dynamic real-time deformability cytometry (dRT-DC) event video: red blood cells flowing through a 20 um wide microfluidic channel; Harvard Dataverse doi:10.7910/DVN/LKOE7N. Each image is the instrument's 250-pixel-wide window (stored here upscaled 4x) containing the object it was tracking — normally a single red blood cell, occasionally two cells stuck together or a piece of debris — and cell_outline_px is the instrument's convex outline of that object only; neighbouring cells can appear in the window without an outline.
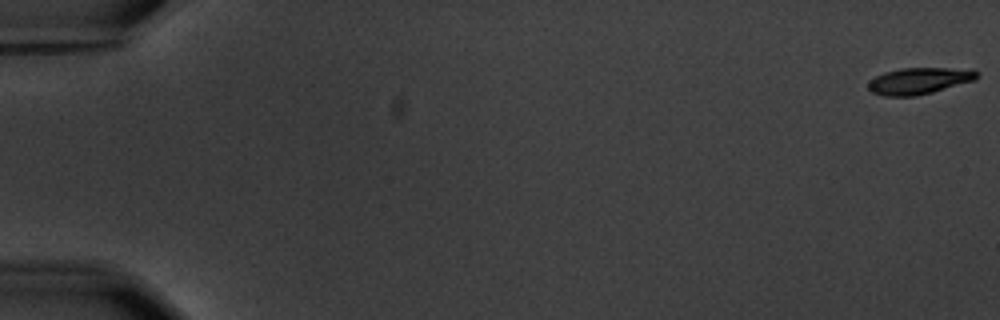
{"species": "common noctule bat (a hibernating species)", "species_latin": "Nyctalus noctula", "temperature_condition": "warm", "stored_images_in_passage": 7, "camera_frame_rate_fps": 3000, "um_per_image_px": 0.085, "animal": {"sex": "male", "body_mass_g": 20.1, "forearm_length_mm": 53.5}, "frame": {"image": 1, "passage_image": 1, "time_ms": 0.0, "image_size_px": [1000, 320], "cell_outline_px": [[976, 80], [932, 92], [916, 96], [884, 96], [872, 92], [868, 88], [868, 80], [884, 72], [900, 68], [972, 68], [976, 72]], "centroid_in_image_um": [78.11, 6.86], "position_along_channel_um": 6.9, "area_um2": 16.88}}
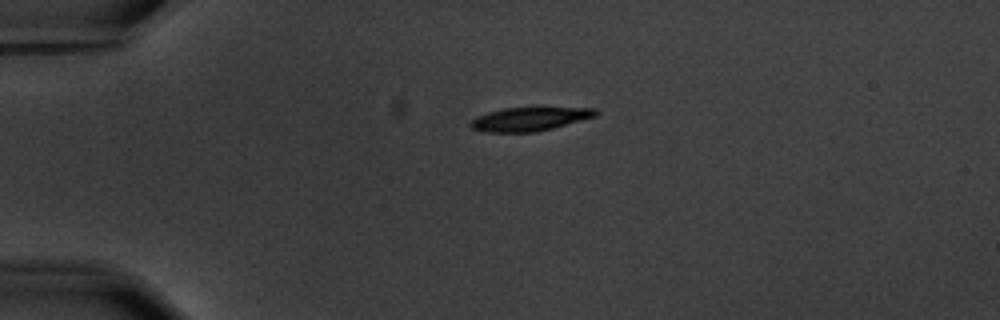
{"frame": {"image": 2, "passage_image": 5, "time_ms": 4.667, "image_size_px": [1000, 320], "cell_outline_px": [[600, 112], [596, 116], [552, 128], [536, 132], [484, 132], [472, 128], [468, 124], [476, 116], [488, 112], [504, 108], [596, 108]], "centroid_in_image_um": [44.99, 10.12], "position_along_channel_um": 40.0, "area_um2": 17.11}}
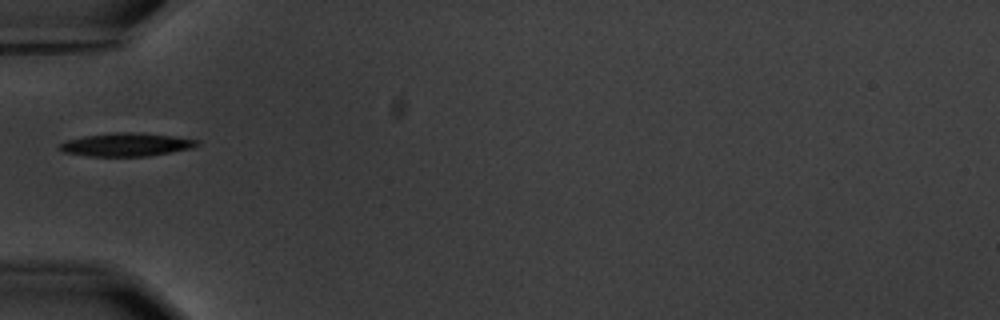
{"frame": {"image": 3, "passage_image": 7, "time_ms": 6.667, "image_size_px": [1000, 320], "cell_outline_px": [[200, 144], [192, 148], [148, 156], [88, 156], [64, 152], [60, 148], [60, 144], [68, 140], [84, 136], [116, 132], [140, 132], [172, 136], [200, 140]], "centroid_in_image_um": [10.78, 12.28], "position_along_channel_um": 74.2, "area_um2": 18.5}}